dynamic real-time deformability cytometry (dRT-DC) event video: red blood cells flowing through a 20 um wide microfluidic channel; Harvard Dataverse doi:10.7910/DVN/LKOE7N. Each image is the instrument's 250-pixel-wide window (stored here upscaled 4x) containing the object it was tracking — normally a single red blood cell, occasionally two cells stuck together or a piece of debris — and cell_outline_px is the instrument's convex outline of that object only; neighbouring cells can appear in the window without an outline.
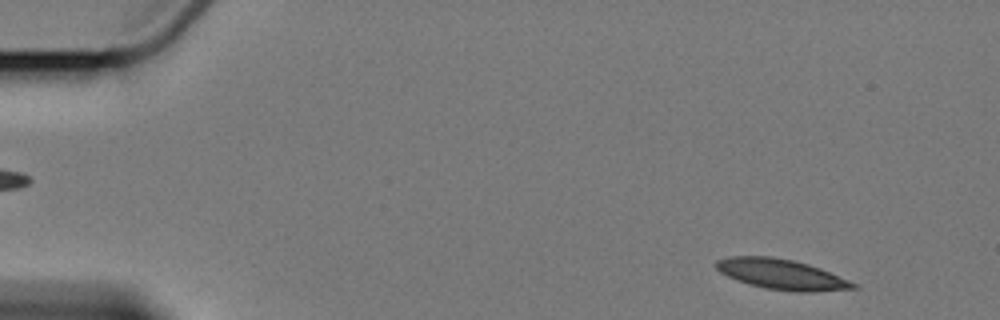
{"species": "Egyptian fruit bat (a non-hibernating species)", "species_latin": "Rousettus aegyptiacus", "temperature_condition": "cold", "stored_images_in_passage": 5, "camera_frame_rate_fps": 3000, "um_per_image_px": 0.085, "animal": {"sex": "female"}, "frame": {"image": 1, "passage_image": 1, "time_ms": 0.0, "image_size_px": [1000, 320], "cell_outline_px": [[860, 288], [812, 292], [796, 292], [764, 288], [748, 284], [736, 280], [720, 272], [716, 268], [716, 260], [732, 256], [768, 256], [792, 260], [808, 264], [820, 268], [860, 284]], "centroid_in_image_um": [66.48, 23.33], "position_along_channel_um": 18.5, "area_um2": 24.33}}